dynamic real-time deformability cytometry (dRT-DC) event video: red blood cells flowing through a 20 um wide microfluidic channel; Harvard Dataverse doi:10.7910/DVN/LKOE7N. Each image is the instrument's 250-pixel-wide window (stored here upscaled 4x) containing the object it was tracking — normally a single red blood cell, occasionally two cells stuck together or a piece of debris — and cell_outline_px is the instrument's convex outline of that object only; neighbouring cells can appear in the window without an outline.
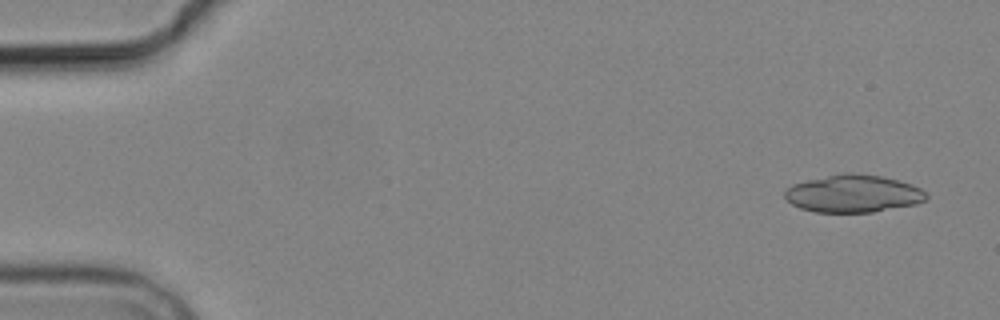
{"species": "common noctule bat (a hibernating species)", "species_latin": "Nyctalus noctula", "temperature_condition": "cold", "stored_images_in_passage": 6, "camera_frame_rate_fps": 3000, "um_per_image_px": 0.085, "animal": {"sex": "male", "body_mass_g": 19.2, "forearm_length_mm": 51.8}, "frame": {"image": 1, "passage_image": 1, "time_ms": 0.0, "image_size_px": [1000, 320], "cell_outline_px": [[928, 196], [924, 200], [916, 204], [872, 212], [816, 212], [800, 208], [792, 204], [784, 196], [784, 188], [792, 184], [808, 180], [844, 172], [852, 172], [880, 176], [912, 184], [920, 188]], "centroid_in_image_um": [72.49, 16.45], "position_along_channel_um": 12.5, "area_um2": 30.87}}